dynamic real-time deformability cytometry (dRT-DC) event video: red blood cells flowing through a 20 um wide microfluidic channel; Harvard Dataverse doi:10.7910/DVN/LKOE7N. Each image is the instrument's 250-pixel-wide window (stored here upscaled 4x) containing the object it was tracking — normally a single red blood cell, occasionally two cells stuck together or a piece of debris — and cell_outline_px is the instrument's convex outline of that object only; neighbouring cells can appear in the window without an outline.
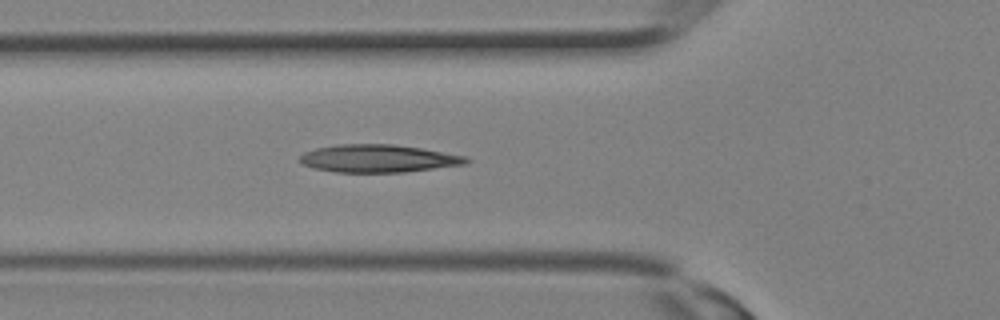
{"species": "Egyptian fruit bat (a non-hibernating species)", "species_latin": "Rousettus aegyptiacus", "temperature_condition": "room temperature", "stored_images_in_passage": 12, "camera_frame_rate_fps": 3000, "um_per_image_px": 0.085, "animal": {"sex": "female"}, "frame": {"image": 1, "passage_image": 10, "time_ms": 3.0, "image_size_px": [1000, 320], "cell_outline_px": [[472, 160], [468, 164], [404, 172], [336, 172], [312, 168], [296, 160], [304, 152], [316, 148], [340, 144], [392, 144], [420, 148], [464, 156]], "centroid_in_image_um": [32.13, 13.47], "position_along_channel_um": 93.7, "area_um2": 26.88}}
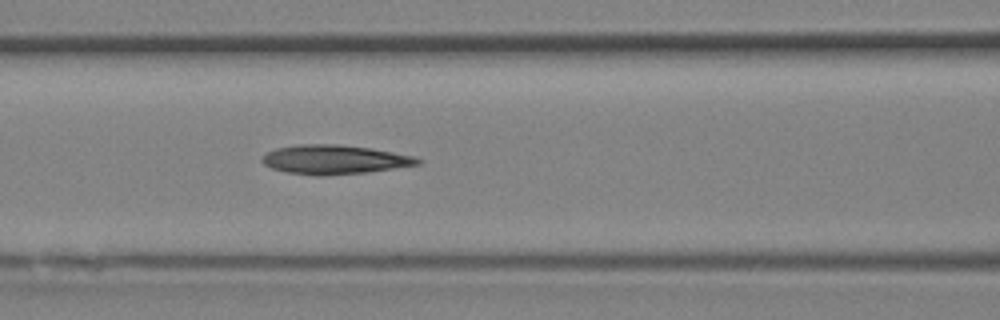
{"frame": {"image": 2, "passage_image": 12, "time_ms": 3.667, "image_size_px": [1000, 320], "cell_outline_px": [[420, 164], [368, 172], [324, 176], [316, 176], [288, 172], [272, 168], [264, 164], [260, 160], [260, 156], [276, 148], [300, 144], [340, 144], [372, 148], [412, 156], [420, 160]], "centroid_in_image_um": [28.37, 13.56], "position_along_channel_um": 138.2, "area_um2": 26.41}}